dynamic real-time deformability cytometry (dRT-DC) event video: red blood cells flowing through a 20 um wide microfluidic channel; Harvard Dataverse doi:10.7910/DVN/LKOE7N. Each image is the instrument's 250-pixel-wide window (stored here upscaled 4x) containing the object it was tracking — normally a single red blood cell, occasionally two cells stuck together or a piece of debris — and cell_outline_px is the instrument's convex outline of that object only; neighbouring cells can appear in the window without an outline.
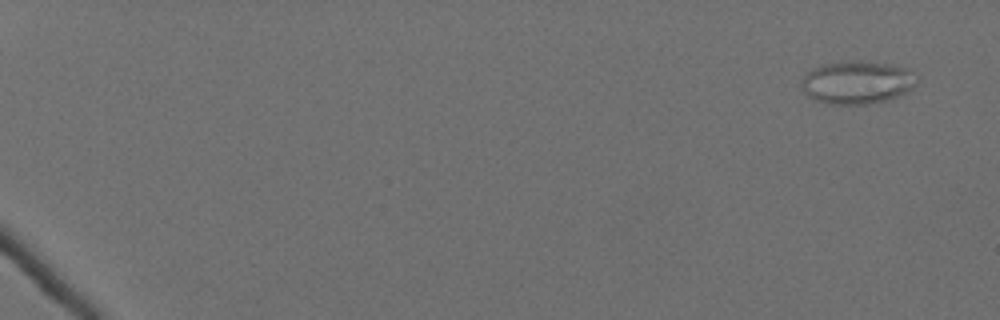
{"species": "Egyptian fruit bat (a non-hibernating species)", "species_latin": "Rousettus aegyptiacus", "temperature_condition": "cold", "stored_images_in_passage": 26, "camera_frame_rate_fps": 3000, "um_per_image_px": 0.085, "animal": {"sex": "female"}, "frame": {"image": 1, "passage_image": 4, "time_ms": 1.0, "image_size_px": [1000, 320], "cell_outline_px": [[916, 84], [908, 92], [900, 96], [868, 104], [828, 104], [816, 100], [808, 96], [804, 92], [800, 80], [812, 68], [824, 64], [856, 60], [860, 60], [888, 64], [908, 68], [916, 80]], "centroid_in_image_um": [72.84, 7.0], "position_along_channel_um": 12.2, "area_um2": 28.84}}
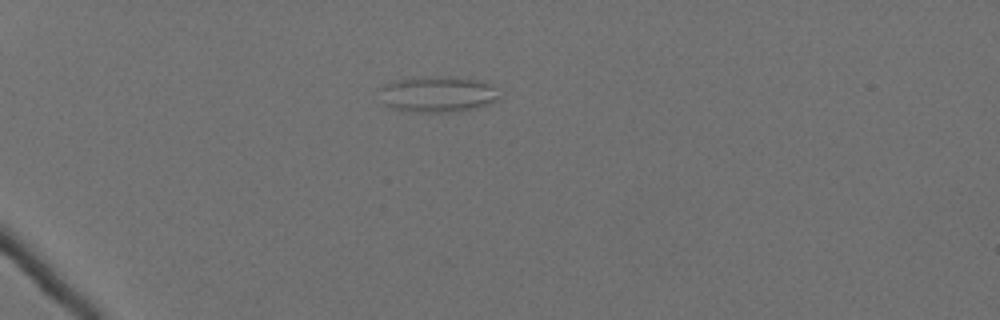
{"frame": {"image": 2, "passage_image": 20, "time_ms": 6.333, "image_size_px": [1000, 320], "cell_outline_px": [[504, 96], [488, 104], [476, 108], [448, 112], [416, 112], [392, 108], [384, 104], [380, 88], [384, 84], [396, 80], [424, 76], [452, 76], [476, 80], [492, 84]], "centroid_in_image_um": [37.25, 7.99], "position_along_channel_um": 47.7, "area_um2": 25.32}}